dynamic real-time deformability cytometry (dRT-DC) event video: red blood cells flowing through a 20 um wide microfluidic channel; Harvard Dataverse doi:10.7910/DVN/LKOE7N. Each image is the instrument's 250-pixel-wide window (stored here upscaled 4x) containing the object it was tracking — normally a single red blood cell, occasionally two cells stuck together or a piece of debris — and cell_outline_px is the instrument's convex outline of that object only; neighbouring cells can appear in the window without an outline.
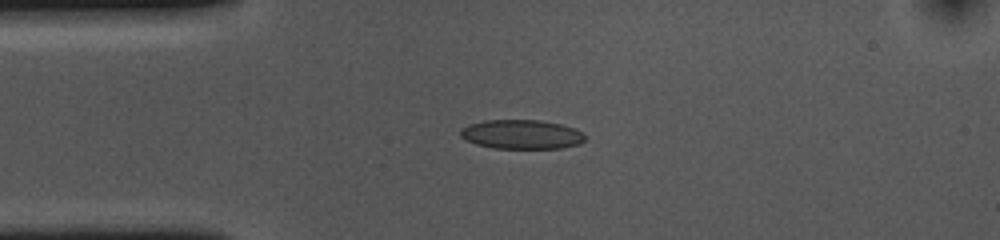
{"species": "common noctule bat (a hibernating species)", "species_latin": "Nyctalus noctula", "temperature_condition": "cold", "stored_images_in_passage": 43, "camera_frame_rate_fps": 3000, "um_per_image_px": 0.085, "animal": {"sex": "female", "body_mass_g": 10.0, "forearm_length_mm": 53.1}, "frame": {"image": 1, "passage_image": 1, "time_ms": 0.0, "image_size_px": [1000, 240], "cell_outline_px": [[584, 140], [580, 144], [560, 148], [492, 148], [476, 144], [460, 136], [460, 128], [468, 124], [484, 120], [540, 120], [560, 124], [584, 132]], "centroid_in_image_um": [44.31, 11.42], "position_along_channel_um": 40.7, "area_um2": 21.21}}
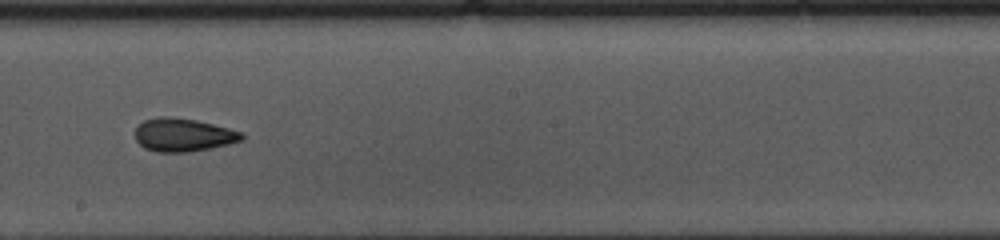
{"frame": {"image": 2, "passage_image": 18, "time_ms": 5.667, "image_size_px": [1000, 240], "cell_outline_px": [[244, 140], [228, 144], [192, 152], [156, 152], [144, 148], [136, 140], [136, 128], [144, 120], [160, 116], [164, 116], [196, 120], [244, 132]], "centroid_in_image_um": [15.59, 11.48], "position_along_channel_um": 232.6, "area_um2": 20.63}}
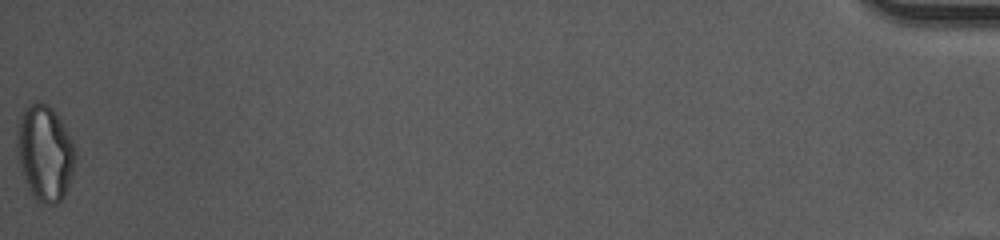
{"frame": {"image": 3, "passage_image": 43, "time_ms": 14.0, "image_size_px": [1000, 240], "cell_outline_px": [[76, 160], [64, 196], [56, 204], [44, 204], [32, 196], [28, 188], [20, 168], [16, 144], [16, 132], [20, 112], [24, 108], [36, 100], [40, 100], [48, 104], [52, 108], [64, 124], [72, 140], [76, 152]], "centroid_in_image_um": [3.79, 12.95], "position_along_channel_um": 431.4, "area_um2": 32.89}, "authors_computed_cell_mechanics": {"area_um2": 20.9236, "velocity_mm_per_s": 3.6605, "shape_relaxation_time_tau1_ms": null, "shape_relaxation_time_tau2_ms": 2.2504, "deformation_change_tau1": null, "deformation_change_tau2": 0.0864}}